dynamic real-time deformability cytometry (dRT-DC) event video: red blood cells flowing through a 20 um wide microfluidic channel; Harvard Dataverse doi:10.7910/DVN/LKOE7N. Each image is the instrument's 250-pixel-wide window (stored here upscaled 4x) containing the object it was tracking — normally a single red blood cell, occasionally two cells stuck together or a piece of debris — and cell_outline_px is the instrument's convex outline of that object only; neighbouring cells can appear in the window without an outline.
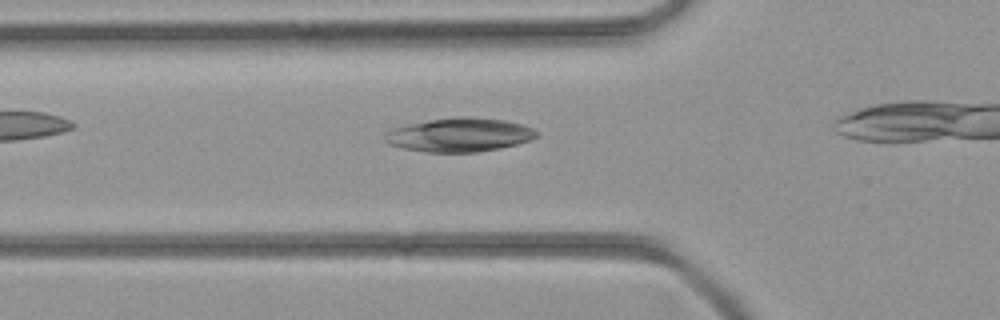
{"species": "common noctule bat (a hibernating species)", "species_latin": "Nyctalus noctula", "temperature_condition": "room temperature", "stored_images_in_passage": 7, "camera_frame_rate_fps": 3000, "um_per_image_px": 0.085, "animal": {"sex": "female", "body_mass_g": 21.9}, "frame": {"image": 1, "passage_image": 3, "time_ms": 0.667, "image_size_px": [1000, 320], "cell_outline_px": [[540, 136], [532, 140], [500, 148], [476, 152], [424, 152], [404, 148], [388, 144], [384, 140], [384, 132], [392, 128], [408, 124], [456, 116], [468, 116], [504, 120], [520, 124], [532, 128], [540, 132]], "centroid_in_image_um": [39.06, 11.46], "position_along_channel_um": 86.7, "area_um2": 30.06}}
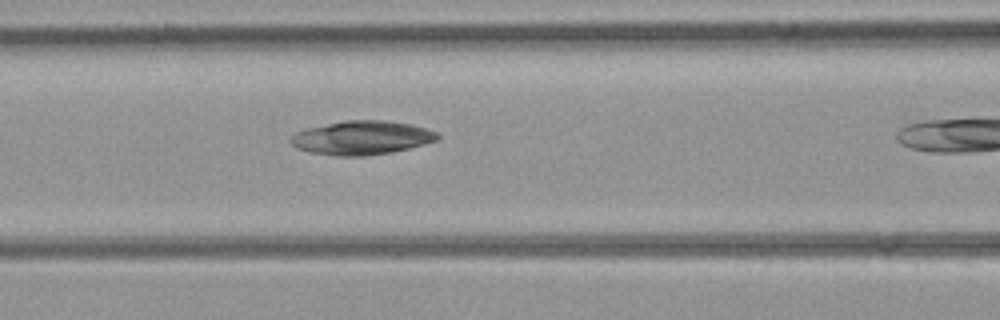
{"frame": {"image": 2, "passage_image": 6, "time_ms": 1.667, "image_size_px": [1000, 320], "cell_outline_px": [[440, 140], [392, 152], [364, 156], [336, 156], [308, 152], [296, 148], [288, 140], [288, 136], [296, 132], [308, 128], [344, 120], [384, 120], [412, 124], [436, 132], [440, 136]], "centroid_in_image_um": [30.72, 11.71], "position_along_channel_um": 135.9, "area_um2": 29.13}}